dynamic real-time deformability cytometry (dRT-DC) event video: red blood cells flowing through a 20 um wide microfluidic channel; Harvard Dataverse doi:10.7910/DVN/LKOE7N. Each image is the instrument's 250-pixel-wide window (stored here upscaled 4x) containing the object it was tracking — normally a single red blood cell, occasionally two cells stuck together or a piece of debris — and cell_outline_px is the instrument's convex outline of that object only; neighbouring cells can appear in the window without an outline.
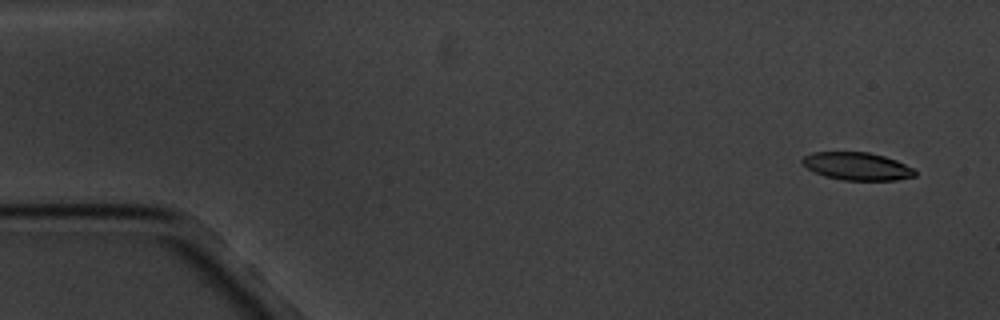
{"species": "common noctule bat (a hibernating species)", "species_latin": "Nyctalus noctula", "temperature_condition": "cold", "stored_images_in_passage": 4, "camera_frame_rate_fps": 3000, "um_per_image_px": 0.085, "animal": {"sex": "male", "body_mass_g": 20.1, "forearm_length_mm": 53.5}, "frame": {"image": 1, "passage_image": 1, "time_ms": 0.0, "image_size_px": [1000, 320], "cell_outline_px": [[916, 176], [896, 180], [844, 180], [824, 176], [800, 164], [800, 160], [804, 156], [812, 152], [868, 152], [884, 156], [896, 160], [912, 168], [916, 172]], "centroid_in_image_um": [72.82, 14.13], "position_along_channel_um": 12.2, "area_um2": 18.21}}